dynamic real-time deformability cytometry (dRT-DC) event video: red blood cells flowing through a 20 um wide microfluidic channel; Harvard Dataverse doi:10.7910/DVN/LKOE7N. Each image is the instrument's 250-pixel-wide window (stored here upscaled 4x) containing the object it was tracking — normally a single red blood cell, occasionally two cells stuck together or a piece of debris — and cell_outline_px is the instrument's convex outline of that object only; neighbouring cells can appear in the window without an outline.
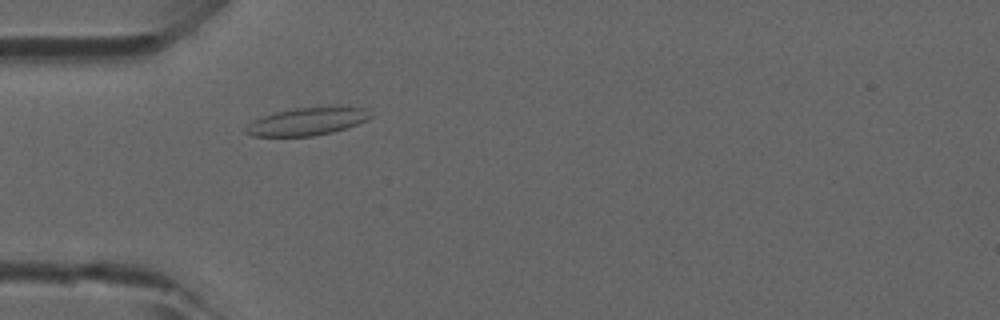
{"species": "common noctule bat (a hibernating species)", "species_latin": "Nyctalus noctula", "temperature_condition": "room temperature", "stored_images_in_passage": 4, "camera_frame_rate_fps": 3000, "um_per_image_px": 0.085, "animal": {"sex": "male", "forearm_length_mm": 52.5}, "frame": {"image": 1, "passage_image": 4, "time_ms": 1.0, "image_size_px": [1000, 320], "cell_outline_px": [[372, 116], [368, 120], [332, 132], [312, 136], [252, 136], [244, 132], [244, 128], [248, 124], [264, 116], [276, 112], [296, 108], [348, 104], [364, 108]], "centroid_in_image_um": [26.17, 10.29], "position_along_channel_um": 58.8, "area_um2": 20.4}}